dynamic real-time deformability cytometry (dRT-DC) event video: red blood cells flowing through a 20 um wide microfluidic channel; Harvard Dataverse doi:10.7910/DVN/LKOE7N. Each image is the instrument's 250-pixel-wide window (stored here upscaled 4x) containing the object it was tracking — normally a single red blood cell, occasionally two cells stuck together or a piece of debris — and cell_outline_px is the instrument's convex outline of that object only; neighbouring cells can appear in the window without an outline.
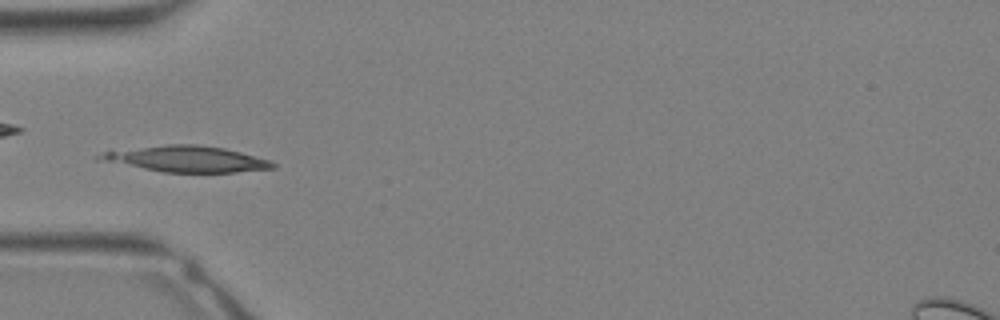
{"species": "Egyptian fruit bat (a non-hibernating species)", "species_latin": "Rousettus aegyptiacus", "temperature_condition": "warm", "stored_images_in_passage": 30, "camera_frame_rate_fps": 3000, "um_per_image_px": 0.085, "animal": {"sex": "female"}, "frame": {"image": 1, "passage_image": 8, "time_ms": 2.333, "image_size_px": [1000, 320], "cell_outline_px": [[276, 168], [236, 172], [164, 172], [96, 160], [92, 156], [104, 152], [168, 144], [196, 144], [224, 148], [240, 152], [268, 160], [276, 164]], "centroid_in_image_um": [15.82, 13.51], "position_along_channel_um": 69.2, "area_um2": 26.01}}
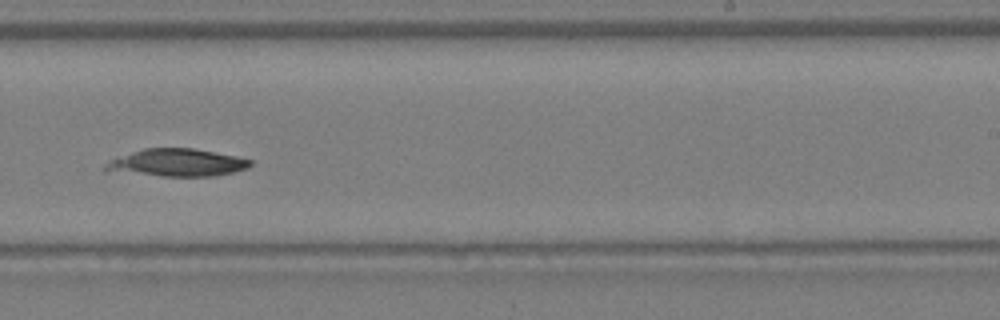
{"frame": {"image": 2, "passage_image": 18, "time_ms": 5.667, "image_size_px": [1000, 320], "cell_outline_px": [[252, 164], [248, 168], [232, 172], [212, 176], [160, 176], [104, 172], [104, 164], [116, 156], [144, 148], [192, 148], [236, 156], [252, 160]], "centroid_in_image_um": [14.94, 13.83], "position_along_channel_um": 274.1, "area_um2": 23.58}}
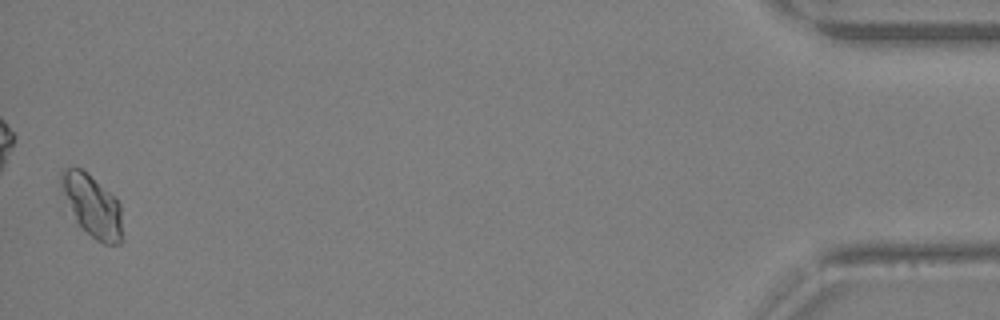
{"frame": {"image": 3, "passage_image": 30, "time_ms": 9.667, "image_size_px": [1000, 320], "cell_outline_px": [[124, 240], [120, 244], [104, 244], [96, 240], [76, 224], [60, 188], [60, 172], [64, 168], [80, 168], [108, 192], [120, 204]], "centroid_in_image_um": [7.83, 17.56], "position_along_channel_um": 427.4, "area_um2": 22.2}}